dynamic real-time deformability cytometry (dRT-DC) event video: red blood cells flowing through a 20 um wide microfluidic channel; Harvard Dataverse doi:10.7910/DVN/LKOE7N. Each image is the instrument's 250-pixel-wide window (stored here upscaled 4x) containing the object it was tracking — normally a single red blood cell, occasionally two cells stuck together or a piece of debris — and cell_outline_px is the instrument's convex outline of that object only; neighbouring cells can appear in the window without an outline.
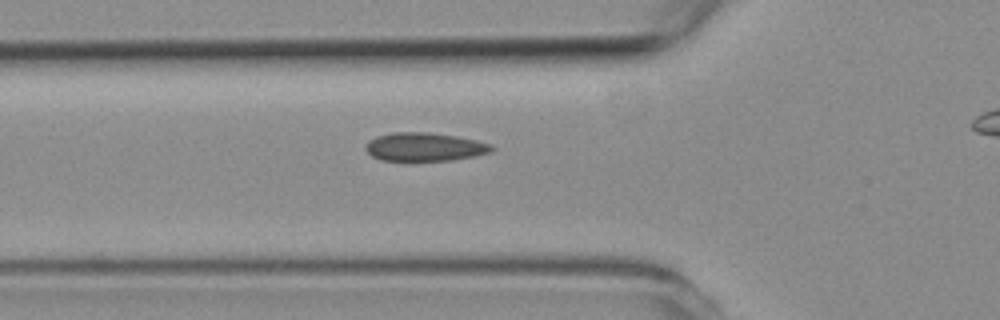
{"species": "common noctule bat (a hibernating species)", "species_latin": "Nyctalus noctula", "temperature_condition": "room temperature", "stored_images_in_passage": 30, "camera_frame_rate_fps": 3000, "um_per_image_px": 0.085, "animal": {"sex": "female", "body_mass_g": 19.3, "forearm_length_mm": 54.1}, "frame": {"image": 1, "passage_image": 2, "time_ms": 0.333, "image_size_px": [1000, 320], "cell_outline_px": [[496, 148], [492, 152], [452, 160], [380, 160], [372, 156], [364, 148], [368, 140], [376, 136], [392, 132], [428, 132], [456, 136], [476, 140], [492, 144]], "centroid_in_image_um": [36.09, 12.47], "position_along_channel_um": 89.7, "area_um2": 20.92}}
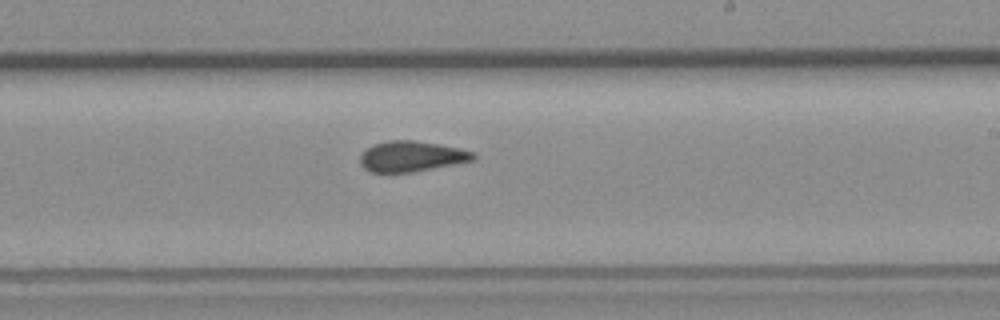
{"frame": {"image": 2, "passage_image": 15, "time_ms": 4.667, "image_size_px": [1000, 320], "cell_outline_px": [[476, 156], [472, 160], [412, 172], [372, 172], [364, 168], [360, 164], [360, 156], [372, 144], [388, 140], [416, 140], [460, 148], [472, 152]], "centroid_in_image_um": [34.93, 13.28], "position_along_channel_um": 254.1, "area_um2": 19.88}}
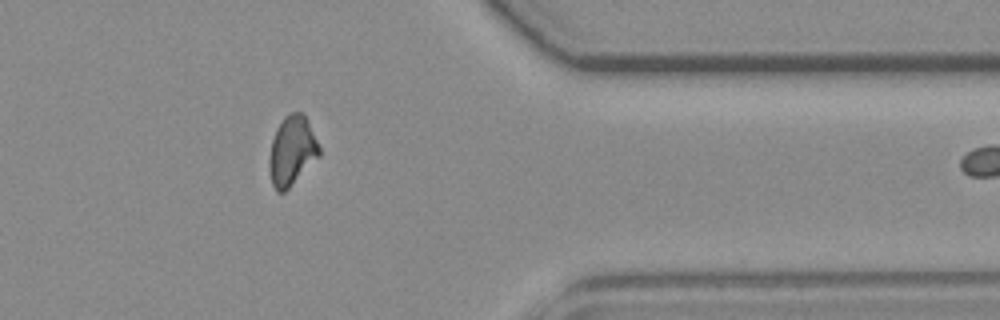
{"frame": {"image": 3, "passage_image": 27, "time_ms": 8.667, "image_size_px": [1000, 320], "cell_outline_px": [[320, 156], [284, 192], [276, 192], [272, 184], [268, 168], [268, 160], [272, 140], [276, 128], [284, 116], [292, 112], [304, 112], [308, 120], [320, 148]], "centroid_in_image_um": [24.8, 12.8], "position_along_channel_um": 386.6, "area_um2": 20.35}}